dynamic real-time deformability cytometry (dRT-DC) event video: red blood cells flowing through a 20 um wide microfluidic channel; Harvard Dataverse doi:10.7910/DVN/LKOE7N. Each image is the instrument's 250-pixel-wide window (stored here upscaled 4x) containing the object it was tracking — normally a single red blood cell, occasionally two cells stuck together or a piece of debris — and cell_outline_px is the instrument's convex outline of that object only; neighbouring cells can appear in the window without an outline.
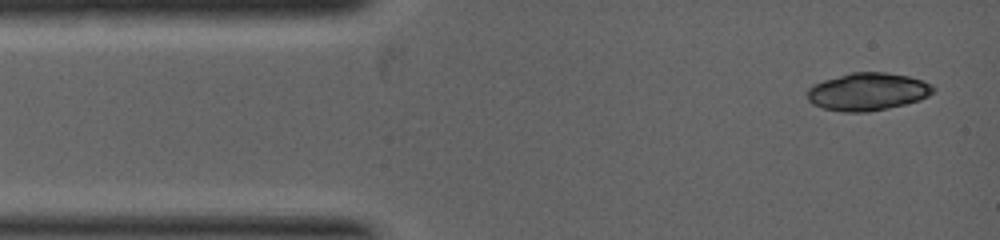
{"species": "common noctule bat (a hibernating species)", "species_latin": "Nyctalus noctula", "temperature_condition": "warm", "stored_images_in_passage": 4, "camera_frame_rate_fps": 5000, "um_per_image_px": 0.085, "animal": {"sex": "female", "body_mass_g": 19.0, "forearm_length_mm": 53.3}, "frame": {"image": 1, "passage_image": 1, "time_ms": 0.0, "image_size_px": [1000, 240], "cell_outline_px": [[936, 88], [928, 96], [920, 100], [888, 108], [868, 112], [844, 112], [824, 108], [812, 104], [808, 100], [808, 88], [824, 80], [852, 72], [884, 72], [908, 76], [924, 80], [932, 84]], "centroid_in_image_um": [73.78, 7.79], "position_along_channel_um": 11.2, "area_um2": 27.57}}